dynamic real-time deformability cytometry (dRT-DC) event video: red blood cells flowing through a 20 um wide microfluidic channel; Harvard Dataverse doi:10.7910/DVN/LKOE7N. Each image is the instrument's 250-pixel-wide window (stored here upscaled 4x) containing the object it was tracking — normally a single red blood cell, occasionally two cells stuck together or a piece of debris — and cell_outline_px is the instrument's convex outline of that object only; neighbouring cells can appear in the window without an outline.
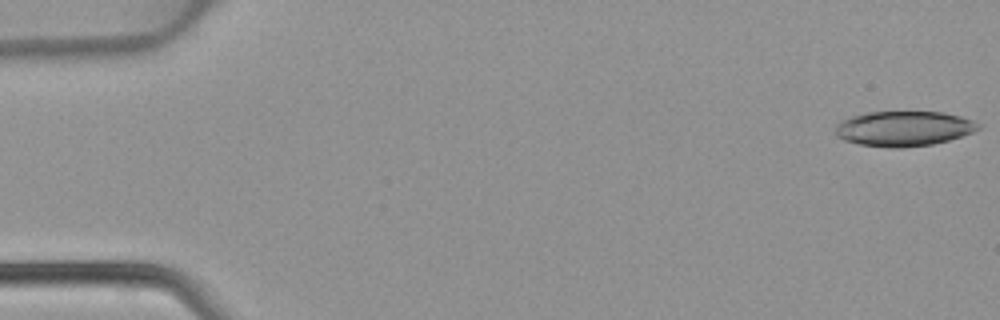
{"species": "common noctule bat (a hibernating species)", "species_latin": "Nyctalus noctula", "temperature_condition": "warm", "stored_images_in_passage": 46, "camera_frame_rate_fps": 3000, "um_per_image_px": 0.085, "animal": {"sex": "female", "body_mass_g": 22.7, "forearm_length_mm": 54.2}, "frame": {"image": 1, "passage_image": 1, "time_ms": 0.0, "image_size_px": [1000, 320], "cell_outline_px": [[980, 128], [972, 132], [948, 140], [932, 144], [900, 148], [888, 148], [860, 144], [844, 140], [836, 136], [836, 124], [852, 116], [868, 112], [944, 112], [960, 116], [972, 120], [980, 124]], "centroid_in_image_um": [76.81, 10.93], "position_along_channel_um": 8.2, "area_um2": 29.02}}
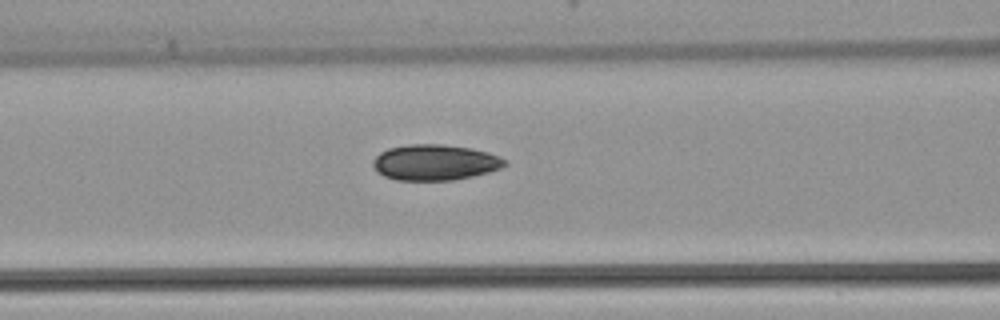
{"frame": {"image": 2, "passage_image": 19, "time_ms": 6.0, "image_size_px": [1000, 320], "cell_outline_px": [[508, 164], [500, 168], [488, 172], [472, 176], [452, 180], [396, 180], [384, 176], [376, 172], [372, 164], [372, 160], [380, 152], [388, 148], [408, 144], [440, 144], [472, 148], [488, 152], [508, 160]], "centroid_in_image_um": [36.95, 13.8], "position_along_channel_um": 129.6, "area_um2": 27.63}}
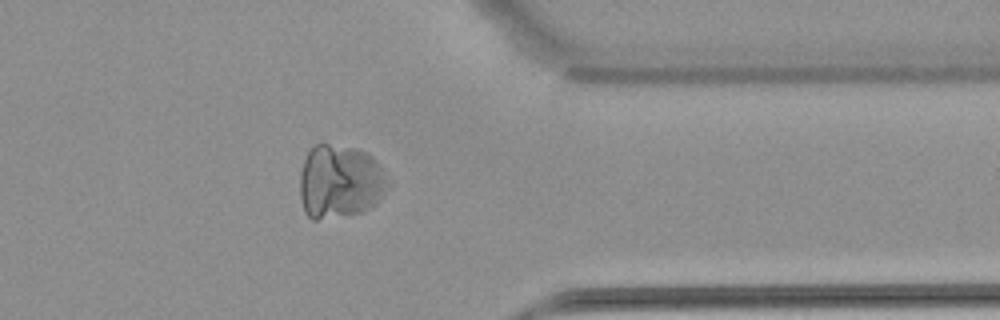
{"frame": {"image": 3, "passage_image": 37, "time_ms": 12.0, "image_size_px": [1000, 320], "cell_outline_px": [[392, 184], [380, 200], [368, 208], [360, 212], [316, 220], [312, 220], [304, 212], [300, 200], [300, 172], [304, 160], [308, 152], [316, 144], [328, 144], [356, 148], [368, 152], [376, 160]], "centroid_in_image_um": [28.91, 15.43], "position_along_channel_um": 382.5, "area_um2": 38.15}}